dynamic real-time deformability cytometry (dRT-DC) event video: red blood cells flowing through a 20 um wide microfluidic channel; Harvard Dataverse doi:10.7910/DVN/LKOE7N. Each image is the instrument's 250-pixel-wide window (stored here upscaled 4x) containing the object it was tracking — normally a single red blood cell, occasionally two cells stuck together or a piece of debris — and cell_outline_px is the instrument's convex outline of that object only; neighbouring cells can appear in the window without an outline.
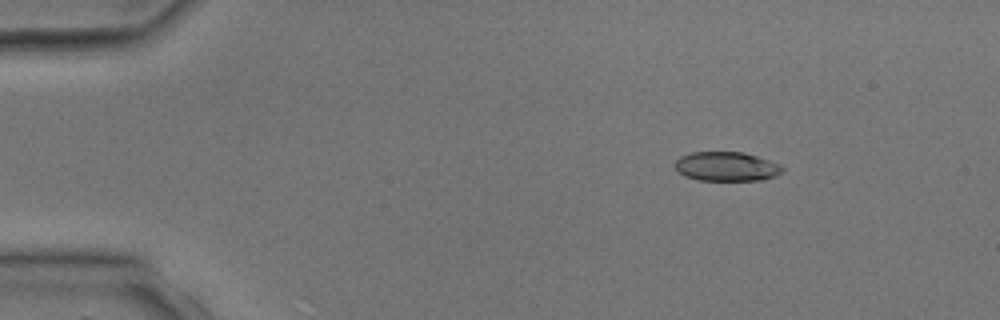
{"species": "common noctule bat (a hibernating species)", "species_latin": "Nyctalus noctula", "temperature_condition": "room temperature", "stored_images_in_passage": 3, "camera_frame_rate_fps": 3000, "um_per_image_px": 0.085, "animal": {"sex": "male", "body_mass_g": 17.9, "forearm_length_mm": 54.2}, "frame": {"image": 1, "passage_image": 1, "time_ms": 0.0, "image_size_px": [1000, 320], "cell_outline_px": [[784, 172], [776, 176], [764, 180], [696, 180], [684, 176], [676, 172], [676, 160], [680, 156], [692, 152], [744, 152], [780, 164], [784, 168]], "centroid_in_image_um": [61.76, 14.16], "position_along_channel_um": 23.2, "area_um2": 18.5}}